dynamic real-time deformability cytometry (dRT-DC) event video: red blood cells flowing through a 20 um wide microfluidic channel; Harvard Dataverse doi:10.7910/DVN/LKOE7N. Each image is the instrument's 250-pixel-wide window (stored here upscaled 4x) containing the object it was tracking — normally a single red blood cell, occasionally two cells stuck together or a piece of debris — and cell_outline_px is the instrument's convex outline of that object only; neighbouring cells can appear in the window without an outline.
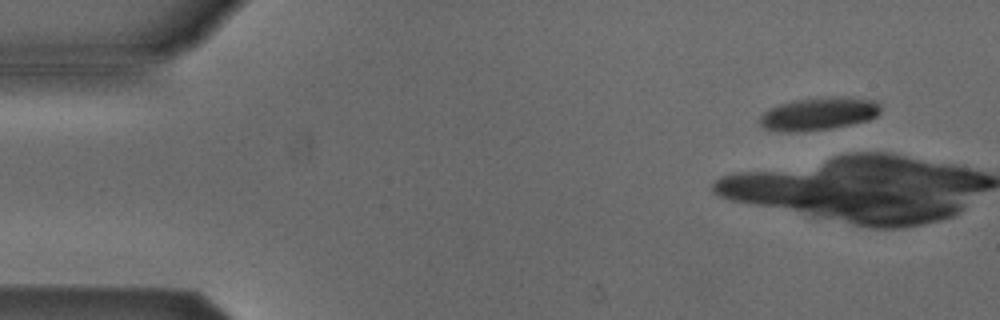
{"species": "Egyptian fruit bat (a non-hibernating species)", "species_latin": "Rousettus aegyptiacus", "temperature_condition": "cold", "stored_images_in_passage": 6, "camera_frame_rate_fps": 3000, "um_per_image_px": 0.085, "animal": {"sex": "male"}, "frame": {"image": 1, "passage_image": 2, "time_ms": 1.0, "image_size_px": [1000, 320], "cell_outline_px": [[880, 112], [876, 116], [864, 120], [848, 124], [828, 128], [768, 128], [760, 124], [760, 116], [764, 112], [780, 104], [792, 100], [840, 96], [876, 100], [880, 104]], "centroid_in_image_um": [69.7, 9.58], "position_along_channel_um": 15.3, "area_um2": 21.56}}